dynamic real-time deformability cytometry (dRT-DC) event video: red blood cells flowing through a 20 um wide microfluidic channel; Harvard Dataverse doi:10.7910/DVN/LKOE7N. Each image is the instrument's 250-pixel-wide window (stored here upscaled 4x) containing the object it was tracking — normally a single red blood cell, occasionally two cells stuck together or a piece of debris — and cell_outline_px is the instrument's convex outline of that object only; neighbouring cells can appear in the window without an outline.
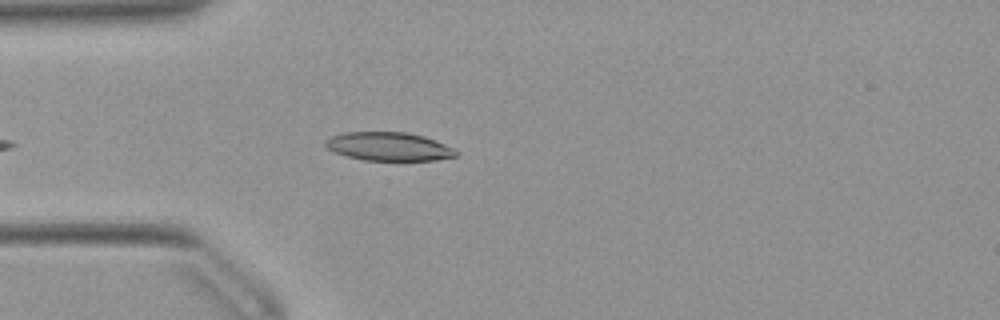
{"species": "Egyptian fruit bat (a non-hibernating species)", "species_latin": "Rousettus aegyptiacus", "temperature_condition": "warm", "stored_images_in_passage": 36, "camera_frame_rate_fps": 3000, "um_per_image_px": 0.085, "animal": {"sex": "female"}, "frame": {"image": 1, "passage_image": 1, "time_ms": 0.0, "image_size_px": [1000, 320], "cell_outline_px": [[460, 152], [456, 156], [436, 160], [364, 160], [348, 156], [336, 152], [328, 148], [324, 144], [324, 140], [332, 136], [344, 132], [408, 132], [424, 136], [444, 144]], "centroid_in_image_um": [33.05, 12.44], "position_along_channel_um": 51.9, "area_um2": 21.56}}
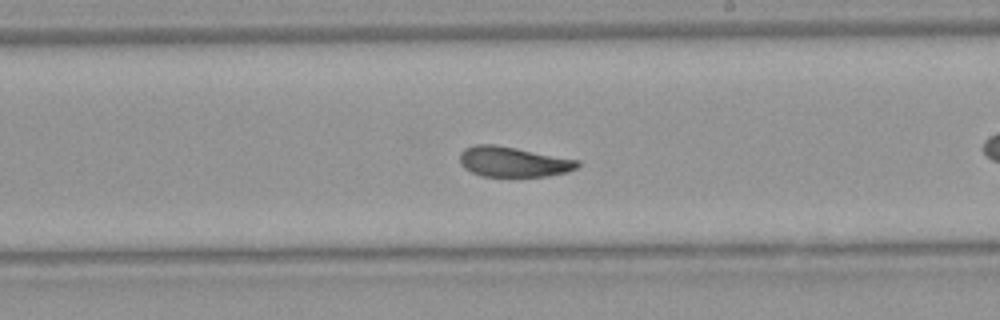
{"frame": {"image": 2, "passage_image": 13, "time_ms": 4.0, "image_size_px": [1000, 320], "cell_outline_px": [[580, 164], [576, 168], [568, 172], [548, 176], [484, 176], [472, 172], [464, 168], [460, 164], [460, 152], [464, 148], [476, 144], [496, 144], [580, 160]], "centroid_in_image_um": [43.63, 13.74], "position_along_channel_um": 245.4, "area_um2": 20.81}}
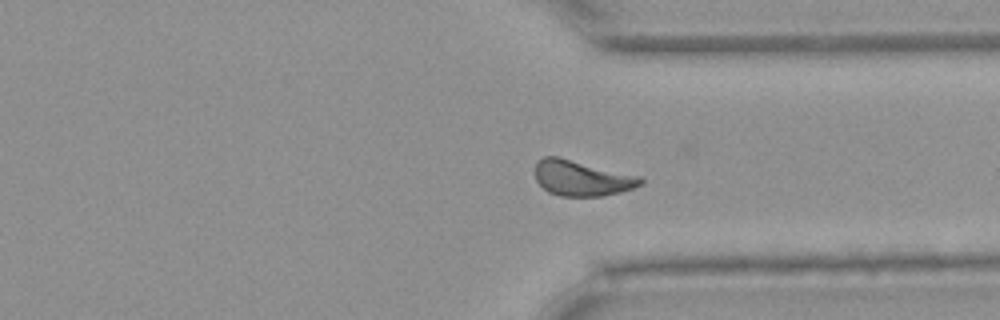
{"frame": {"image": 3, "passage_image": 22, "time_ms": 7.0, "image_size_px": [1000, 320], "cell_outline_px": [[644, 184], [620, 192], [604, 196], [560, 196], [548, 192], [536, 180], [536, 160], [544, 156], [560, 156], [640, 176], [644, 180]], "centroid_in_image_um": [49.46, 15.13], "position_along_channel_um": 361.9, "area_um2": 22.02}, "authors_computed_cell_mechanics": {"area_um2": 21.2993, "velocity_mm_per_s": 3.8778, "shape_relaxation_time_tau1_ms": 4.1971, "shape_relaxation_time_tau2_ms": 2.7636, "deformation_change_tau1": 0.1062, "deformation_change_tau2": 0.0506}}